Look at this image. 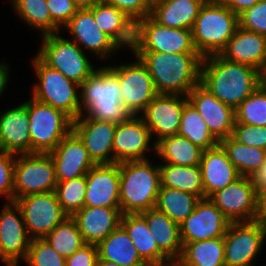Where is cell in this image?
I'll return each mask as SVG.
<instances>
[{"mask_svg":"<svg viewBox=\"0 0 266 266\" xmlns=\"http://www.w3.org/2000/svg\"><path fill=\"white\" fill-rule=\"evenodd\" d=\"M124 11L135 22L150 16L152 3L149 0H101Z\"/></svg>","mask_w":266,"mask_h":266,"instance_id":"cell-48","label":"cell"},{"mask_svg":"<svg viewBox=\"0 0 266 266\" xmlns=\"http://www.w3.org/2000/svg\"><path fill=\"white\" fill-rule=\"evenodd\" d=\"M261 85L266 88V67L260 72Z\"/></svg>","mask_w":266,"mask_h":266,"instance_id":"cell-56","label":"cell"},{"mask_svg":"<svg viewBox=\"0 0 266 266\" xmlns=\"http://www.w3.org/2000/svg\"><path fill=\"white\" fill-rule=\"evenodd\" d=\"M116 124L79 116L72 131L79 137L96 164L113 163V139Z\"/></svg>","mask_w":266,"mask_h":266,"instance_id":"cell-21","label":"cell"},{"mask_svg":"<svg viewBox=\"0 0 266 266\" xmlns=\"http://www.w3.org/2000/svg\"><path fill=\"white\" fill-rule=\"evenodd\" d=\"M27 233L31 239H43L68 215L62 210L55 191L18 198Z\"/></svg>","mask_w":266,"mask_h":266,"instance_id":"cell-13","label":"cell"},{"mask_svg":"<svg viewBox=\"0 0 266 266\" xmlns=\"http://www.w3.org/2000/svg\"><path fill=\"white\" fill-rule=\"evenodd\" d=\"M85 206L120 208L119 163L96 164L86 174Z\"/></svg>","mask_w":266,"mask_h":266,"instance_id":"cell-23","label":"cell"},{"mask_svg":"<svg viewBox=\"0 0 266 266\" xmlns=\"http://www.w3.org/2000/svg\"><path fill=\"white\" fill-rule=\"evenodd\" d=\"M63 28L72 35L71 41L77 43L82 50L84 48V52L86 49L100 60L106 61L120 50V47L98 27L93 13L88 8L79 9Z\"/></svg>","mask_w":266,"mask_h":266,"instance_id":"cell-19","label":"cell"},{"mask_svg":"<svg viewBox=\"0 0 266 266\" xmlns=\"http://www.w3.org/2000/svg\"><path fill=\"white\" fill-rule=\"evenodd\" d=\"M175 264L177 266H225L224 237L184 244Z\"/></svg>","mask_w":266,"mask_h":266,"instance_id":"cell-34","label":"cell"},{"mask_svg":"<svg viewBox=\"0 0 266 266\" xmlns=\"http://www.w3.org/2000/svg\"><path fill=\"white\" fill-rule=\"evenodd\" d=\"M120 225L125 229L141 259L148 266L174 264L159 248L141 214H122Z\"/></svg>","mask_w":266,"mask_h":266,"instance_id":"cell-28","label":"cell"},{"mask_svg":"<svg viewBox=\"0 0 266 266\" xmlns=\"http://www.w3.org/2000/svg\"><path fill=\"white\" fill-rule=\"evenodd\" d=\"M145 64L158 94L187 96L200 83L203 57L198 52H132Z\"/></svg>","mask_w":266,"mask_h":266,"instance_id":"cell-2","label":"cell"},{"mask_svg":"<svg viewBox=\"0 0 266 266\" xmlns=\"http://www.w3.org/2000/svg\"><path fill=\"white\" fill-rule=\"evenodd\" d=\"M219 144L241 176L252 177L265 163L266 150L262 148L243 145L231 136L221 140Z\"/></svg>","mask_w":266,"mask_h":266,"instance_id":"cell-36","label":"cell"},{"mask_svg":"<svg viewBox=\"0 0 266 266\" xmlns=\"http://www.w3.org/2000/svg\"><path fill=\"white\" fill-rule=\"evenodd\" d=\"M200 84L235 110L261 84L260 71L213 54L203 57Z\"/></svg>","mask_w":266,"mask_h":266,"instance_id":"cell-1","label":"cell"},{"mask_svg":"<svg viewBox=\"0 0 266 266\" xmlns=\"http://www.w3.org/2000/svg\"><path fill=\"white\" fill-rule=\"evenodd\" d=\"M9 65L5 62L0 63V96H2L7 88L8 82L10 81V69Z\"/></svg>","mask_w":266,"mask_h":266,"instance_id":"cell-52","label":"cell"},{"mask_svg":"<svg viewBox=\"0 0 266 266\" xmlns=\"http://www.w3.org/2000/svg\"><path fill=\"white\" fill-rule=\"evenodd\" d=\"M55 164L49 153L16 155L14 165V202L27 195L55 191Z\"/></svg>","mask_w":266,"mask_h":266,"instance_id":"cell-10","label":"cell"},{"mask_svg":"<svg viewBox=\"0 0 266 266\" xmlns=\"http://www.w3.org/2000/svg\"><path fill=\"white\" fill-rule=\"evenodd\" d=\"M199 200L196 195L178 189L160 187L155 207L180 225L194 211Z\"/></svg>","mask_w":266,"mask_h":266,"instance_id":"cell-37","label":"cell"},{"mask_svg":"<svg viewBox=\"0 0 266 266\" xmlns=\"http://www.w3.org/2000/svg\"><path fill=\"white\" fill-rule=\"evenodd\" d=\"M265 55H264V59H263V69L266 67V41H265Z\"/></svg>","mask_w":266,"mask_h":266,"instance_id":"cell-57","label":"cell"},{"mask_svg":"<svg viewBox=\"0 0 266 266\" xmlns=\"http://www.w3.org/2000/svg\"><path fill=\"white\" fill-rule=\"evenodd\" d=\"M27 112L31 153H50L72 131L70 116L32 97L27 101Z\"/></svg>","mask_w":266,"mask_h":266,"instance_id":"cell-7","label":"cell"},{"mask_svg":"<svg viewBox=\"0 0 266 266\" xmlns=\"http://www.w3.org/2000/svg\"><path fill=\"white\" fill-rule=\"evenodd\" d=\"M98 257L118 266H148L139 256L128 233L119 225L97 244Z\"/></svg>","mask_w":266,"mask_h":266,"instance_id":"cell-32","label":"cell"},{"mask_svg":"<svg viewBox=\"0 0 266 266\" xmlns=\"http://www.w3.org/2000/svg\"><path fill=\"white\" fill-rule=\"evenodd\" d=\"M235 123L266 126V88L261 84L235 109Z\"/></svg>","mask_w":266,"mask_h":266,"instance_id":"cell-41","label":"cell"},{"mask_svg":"<svg viewBox=\"0 0 266 266\" xmlns=\"http://www.w3.org/2000/svg\"><path fill=\"white\" fill-rule=\"evenodd\" d=\"M257 213L259 220L266 217V185L257 190Z\"/></svg>","mask_w":266,"mask_h":266,"instance_id":"cell-51","label":"cell"},{"mask_svg":"<svg viewBox=\"0 0 266 266\" xmlns=\"http://www.w3.org/2000/svg\"><path fill=\"white\" fill-rule=\"evenodd\" d=\"M230 221L209 198L200 199L179 225L182 244L224 237Z\"/></svg>","mask_w":266,"mask_h":266,"instance_id":"cell-18","label":"cell"},{"mask_svg":"<svg viewBox=\"0 0 266 266\" xmlns=\"http://www.w3.org/2000/svg\"><path fill=\"white\" fill-rule=\"evenodd\" d=\"M59 255L67 258L86 243L75 220L68 216L43 238Z\"/></svg>","mask_w":266,"mask_h":266,"instance_id":"cell-40","label":"cell"},{"mask_svg":"<svg viewBox=\"0 0 266 266\" xmlns=\"http://www.w3.org/2000/svg\"><path fill=\"white\" fill-rule=\"evenodd\" d=\"M0 114V150L14 155L31 154L27 101Z\"/></svg>","mask_w":266,"mask_h":266,"instance_id":"cell-24","label":"cell"},{"mask_svg":"<svg viewBox=\"0 0 266 266\" xmlns=\"http://www.w3.org/2000/svg\"><path fill=\"white\" fill-rule=\"evenodd\" d=\"M239 27V16L221 0H207L193 25L195 49L202 56L220 54Z\"/></svg>","mask_w":266,"mask_h":266,"instance_id":"cell-5","label":"cell"},{"mask_svg":"<svg viewBox=\"0 0 266 266\" xmlns=\"http://www.w3.org/2000/svg\"><path fill=\"white\" fill-rule=\"evenodd\" d=\"M98 27L119 47L132 50L135 41V21L117 7L99 1L88 8ZM124 47V48H123Z\"/></svg>","mask_w":266,"mask_h":266,"instance_id":"cell-27","label":"cell"},{"mask_svg":"<svg viewBox=\"0 0 266 266\" xmlns=\"http://www.w3.org/2000/svg\"><path fill=\"white\" fill-rule=\"evenodd\" d=\"M265 41V35L242 29L239 26L220 55L228 61L246 64L261 72Z\"/></svg>","mask_w":266,"mask_h":266,"instance_id":"cell-29","label":"cell"},{"mask_svg":"<svg viewBox=\"0 0 266 266\" xmlns=\"http://www.w3.org/2000/svg\"><path fill=\"white\" fill-rule=\"evenodd\" d=\"M206 1L157 0L152 3L150 17L165 27L191 30Z\"/></svg>","mask_w":266,"mask_h":266,"instance_id":"cell-30","label":"cell"},{"mask_svg":"<svg viewBox=\"0 0 266 266\" xmlns=\"http://www.w3.org/2000/svg\"><path fill=\"white\" fill-rule=\"evenodd\" d=\"M27 266H65L66 258L59 255L44 239H31Z\"/></svg>","mask_w":266,"mask_h":266,"instance_id":"cell-43","label":"cell"},{"mask_svg":"<svg viewBox=\"0 0 266 266\" xmlns=\"http://www.w3.org/2000/svg\"><path fill=\"white\" fill-rule=\"evenodd\" d=\"M209 199L230 222L258 220L257 189L250 176H241Z\"/></svg>","mask_w":266,"mask_h":266,"instance_id":"cell-15","label":"cell"},{"mask_svg":"<svg viewBox=\"0 0 266 266\" xmlns=\"http://www.w3.org/2000/svg\"><path fill=\"white\" fill-rule=\"evenodd\" d=\"M187 102L185 95L158 94L146 106L139 116L149 128L152 138L154 137L153 142L157 143L164 137L178 133L182 112Z\"/></svg>","mask_w":266,"mask_h":266,"instance_id":"cell-17","label":"cell"},{"mask_svg":"<svg viewBox=\"0 0 266 266\" xmlns=\"http://www.w3.org/2000/svg\"><path fill=\"white\" fill-rule=\"evenodd\" d=\"M133 62L107 67L117 76L121 87L122 102L125 109L134 116H139L146 106L158 95L152 77L140 58Z\"/></svg>","mask_w":266,"mask_h":266,"instance_id":"cell-12","label":"cell"},{"mask_svg":"<svg viewBox=\"0 0 266 266\" xmlns=\"http://www.w3.org/2000/svg\"><path fill=\"white\" fill-rule=\"evenodd\" d=\"M121 216L120 208L84 206L71 217L84 242L97 245L120 225Z\"/></svg>","mask_w":266,"mask_h":266,"instance_id":"cell-26","label":"cell"},{"mask_svg":"<svg viewBox=\"0 0 266 266\" xmlns=\"http://www.w3.org/2000/svg\"><path fill=\"white\" fill-rule=\"evenodd\" d=\"M97 260V245L86 243L66 258L65 266H96Z\"/></svg>","mask_w":266,"mask_h":266,"instance_id":"cell-49","label":"cell"},{"mask_svg":"<svg viewBox=\"0 0 266 266\" xmlns=\"http://www.w3.org/2000/svg\"><path fill=\"white\" fill-rule=\"evenodd\" d=\"M242 29L266 36V0L258 1L239 15Z\"/></svg>","mask_w":266,"mask_h":266,"instance_id":"cell-45","label":"cell"},{"mask_svg":"<svg viewBox=\"0 0 266 266\" xmlns=\"http://www.w3.org/2000/svg\"><path fill=\"white\" fill-rule=\"evenodd\" d=\"M122 214H140L156 206L161 186L159 165L149 159L119 163Z\"/></svg>","mask_w":266,"mask_h":266,"instance_id":"cell-4","label":"cell"},{"mask_svg":"<svg viewBox=\"0 0 266 266\" xmlns=\"http://www.w3.org/2000/svg\"><path fill=\"white\" fill-rule=\"evenodd\" d=\"M265 240L262 220L230 222L224 235L225 266H254Z\"/></svg>","mask_w":266,"mask_h":266,"instance_id":"cell-11","label":"cell"},{"mask_svg":"<svg viewBox=\"0 0 266 266\" xmlns=\"http://www.w3.org/2000/svg\"><path fill=\"white\" fill-rule=\"evenodd\" d=\"M79 91L83 117L119 124L131 116L122 102L119 80L107 65L88 76Z\"/></svg>","mask_w":266,"mask_h":266,"instance_id":"cell-3","label":"cell"},{"mask_svg":"<svg viewBox=\"0 0 266 266\" xmlns=\"http://www.w3.org/2000/svg\"><path fill=\"white\" fill-rule=\"evenodd\" d=\"M231 137L243 145L266 150V126L235 123Z\"/></svg>","mask_w":266,"mask_h":266,"instance_id":"cell-46","label":"cell"},{"mask_svg":"<svg viewBox=\"0 0 266 266\" xmlns=\"http://www.w3.org/2000/svg\"><path fill=\"white\" fill-rule=\"evenodd\" d=\"M251 178L257 190L266 185V157L263 166Z\"/></svg>","mask_w":266,"mask_h":266,"instance_id":"cell-53","label":"cell"},{"mask_svg":"<svg viewBox=\"0 0 266 266\" xmlns=\"http://www.w3.org/2000/svg\"><path fill=\"white\" fill-rule=\"evenodd\" d=\"M96 266H118L116 263L105 260V259H100L98 257L97 264Z\"/></svg>","mask_w":266,"mask_h":266,"instance_id":"cell-55","label":"cell"},{"mask_svg":"<svg viewBox=\"0 0 266 266\" xmlns=\"http://www.w3.org/2000/svg\"><path fill=\"white\" fill-rule=\"evenodd\" d=\"M38 79L32 88V98L60 109L73 120L81 115L80 85L51 68L37 54L32 59Z\"/></svg>","mask_w":266,"mask_h":266,"instance_id":"cell-6","label":"cell"},{"mask_svg":"<svg viewBox=\"0 0 266 266\" xmlns=\"http://www.w3.org/2000/svg\"><path fill=\"white\" fill-rule=\"evenodd\" d=\"M160 168V187L178 189L204 198V187L202 182V171L200 165L179 166L163 163Z\"/></svg>","mask_w":266,"mask_h":266,"instance_id":"cell-35","label":"cell"},{"mask_svg":"<svg viewBox=\"0 0 266 266\" xmlns=\"http://www.w3.org/2000/svg\"><path fill=\"white\" fill-rule=\"evenodd\" d=\"M266 229V217L262 220Z\"/></svg>","mask_w":266,"mask_h":266,"instance_id":"cell-58","label":"cell"},{"mask_svg":"<svg viewBox=\"0 0 266 266\" xmlns=\"http://www.w3.org/2000/svg\"><path fill=\"white\" fill-rule=\"evenodd\" d=\"M16 155L0 150V196L14 202V165Z\"/></svg>","mask_w":266,"mask_h":266,"instance_id":"cell-44","label":"cell"},{"mask_svg":"<svg viewBox=\"0 0 266 266\" xmlns=\"http://www.w3.org/2000/svg\"><path fill=\"white\" fill-rule=\"evenodd\" d=\"M177 134L189 139L203 150L219 145V141L212 135L202 116L189 101L184 106Z\"/></svg>","mask_w":266,"mask_h":266,"instance_id":"cell-39","label":"cell"},{"mask_svg":"<svg viewBox=\"0 0 266 266\" xmlns=\"http://www.w3.org/2000/svg\"><path fill=\"white\" fill-rule=\"evenodd\" d=\"M12 8L21 21L41 34L60 33L61 29L51 20L46 0H11Z\"/></svg>","mask_w":266,"mask_h":266,"instance_id":"cell-38","label":"cell"},{"mask_svg":"<svg viewBox=\"0 0 266 266\" xmlns=\"http://www.w3.org/2000/svg\"><path fill=\"white\" fill-rule=\"evenodd\" d=\"M188 101L202 116L212 135L220 142L232 135L235 110L221 102L200 83L187 95Z\"/></svg>","mask_w":266,"mask_h":266,"instance_id":"cell-20","label":"cell"},{"mask_svg":"<svg viewBox=\"0 0 266 266\" xmlns=\"http://www.w3.org/2000/svg\"><path fill=\"white\" fill-rule=\"evenodd\" d=\"M59 34L41 36L42 43L36 53L51 68L81 85L96 70L93 62L89 61L90 58L77 43Z\"/></svg>","mask_w":266,"mask_h":266,"instance_id":"cell-8","label":"cell"},{"mask_svg":"<svg viewBox=\"0 0 266 266\" xmlns=\"http://www.w3.org/2000/svg\"><path fill=\"white\" fill-rule=\"evenodd\" d=\"M200 168L202 171L204 198H210L214 193L241 177L220 144L214 148L203 150Z\"/></svg>","mask_w":266,"mask_h":266,"instance_id":"cell-25","label":"cell"},{"mask_svg":"<svg viewBox=\"0 0 266 266\" xmlns=\"http://www.w3.org/2000/svg\"><path fill=\"white\" fill-rule=\"evenodd\" d=\"M49 154L55 164L57 182L84 176L96 165L73 131L66 135Z\"/></svg>","mask_w":266,"mask_h":266,"instance_id":"cell-22","label":"cell"},{"mask_svg":"<svg viewBox=\"0 0 266 266\" xmlns=\"http://www.w3.org/2000/svg\"><path fill=\"white\" fill-rule=\"evenodd\" d=\"M203 149L179 134L167 136L156 143V155L164 163L179 166L200 165Z\"/></svg>","mask_w":266,"mask_h":266,"instance_id":"cell-33","label":"cell"},{"mask_svg":"<svg viewBox=\"0 0 266 266\" xmlns=\"http://www.w3.org/2000/svg\"><path fill=\"white\" fill-rule=\"evenodd\" d=\"M130 52H197L192 31L165 27L150 16L135 22V41Z\"/></svg>","mask_w":266,"mask_h":266,"instance_id":"cell-9","label":"cell"},{"mask_svg":"<svg viewBox=\"0 0 266 266\" xmlns=\"http://www.w3.org/2000/svg\"><path fill=\"white\" fill-rule=\"evenodd\" d=\"M151 141V132L143 119L131 115L125 122L116 124L113 163L149 159L146 156L147 151L156 153V143Z\"/></svg>","mask_w":266,"mask_h":266,"instance_id":"cell-16","label":"cell"},{"mask_svg":"<svg viewBox=\"0 0 266 266\" xmlns=\"http://www.w3.org/2000/svg\"><path fill=\"white\" fill-rule=\"evenodd\" d=\"M229 9H231L236 15H240L246 9L255 5L258 0H221Z\"/></svg>","mask_w":266,"mask_h":266,"instance_id":"cell-50","label":"cell"},{"mask_svg":"<svg viewBox=\"0 0 266 266\" xmlns=\"http://www.w3.org/2000/svg\"><path fill=\"white\" fill-rule=\"evenodd\" d=\"M86 190V175L57 183L55 193L62 210L68 216L85 206Z\"/></svg>","mask_w":266,"mask_h":266,"instance_id":"cell-42","label":"cell"},{"mask_svg":"<svg viewBox=\"0 0 266 266\" xmlns=\"http://www.w3.org/2000/svg\"><path fill=\"white\" fill-rule=\"evenodd\" d=\"M158 245V248L175 263L182 252L180 226L156 207L140 213Z\"/></svg>","mask_w":266,"mask_h":266,"instance_id":"cell-31","label":"cell"},{"mask_svg":"<svg viewBox=\"0 0 266 266\" xmlns=\"http://www.w3.org/2000/svg\"><path fill=\"white\" fill-rule=\"evenodd\" d=\"M51 20L62 30L79 10L73 0H46Z\"/></svg>","mask_w":266,"mask_h":266,"instance_id":"cell-47","label":"cell"},{"mask_svg":"<svg viewBox=\"0 0 266 266\" xmlns=\"http://www.w3.org/2000/svg\"><path fill=\"white\" fill-rule=\"evenodd\" d=\"M73 1L79 7V9H82V8H90L101 0H73Z\"/></svg>","mask_w":266,"mask_h":266,"instance_id":"cell-54","label":"cell"},{"mask_svg":"<svg viewBox=\"0 0 266 266\" xmlns=\"http://www.w3.org/2000/svg\"><path fill=\"white\" fill-rule=\"evenodd\" d=\"M29 237L21 208L16 202L5 203L0 211V259L7 266H19L27 257Z\"/></svg>","mask_w":266,"mask_h":266,"instance_id":"cell-14","label":"cell"}]
</instances>
